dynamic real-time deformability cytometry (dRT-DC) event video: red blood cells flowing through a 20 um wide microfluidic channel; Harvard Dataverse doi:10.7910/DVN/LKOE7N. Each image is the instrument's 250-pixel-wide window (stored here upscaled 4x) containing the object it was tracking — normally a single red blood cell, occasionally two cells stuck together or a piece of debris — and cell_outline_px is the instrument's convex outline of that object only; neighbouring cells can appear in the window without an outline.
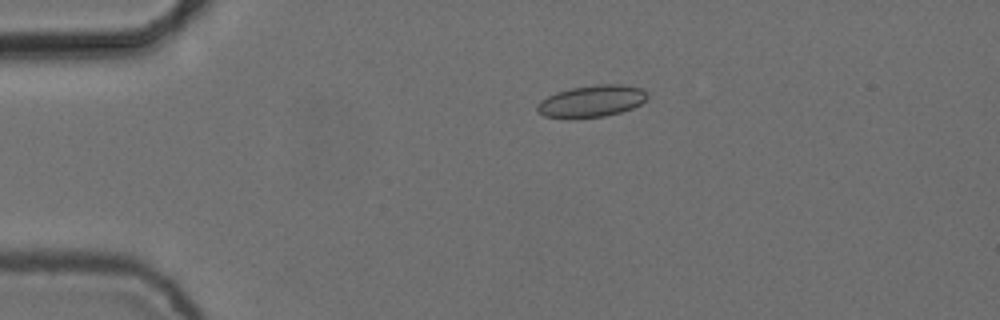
{"species": "common noctule bat (a hibernating species)", "species_latin": "Nyctalus noctula", "temperature_condition": "cold", "stored_images_in_passage": 3, "camera_frame_rate_fps": 3000, "um_per_image_px": 0.085, "animal": {"sex": "female", "body_mass_g": 24.6, "forearm_length_mm": 56.2}, "frame": {"image": 1, "passage_image": 1, "time_ms": 0.0, "image_size_px": [1000, 320], "cell_outline_px": [[648, 100], [632, 108], [620, 112], [604, 116], [568, 120], [544, 116], [536, 112], [536, 104], [540, 100], [556, 92], [572, 88], [596, 84], [624, 84], [640, 88], [648, 96]], "centroid_in_image_um": [50.23, 8.62], "position_along_channel_um": 34.8, "area_um2": 20.87}}
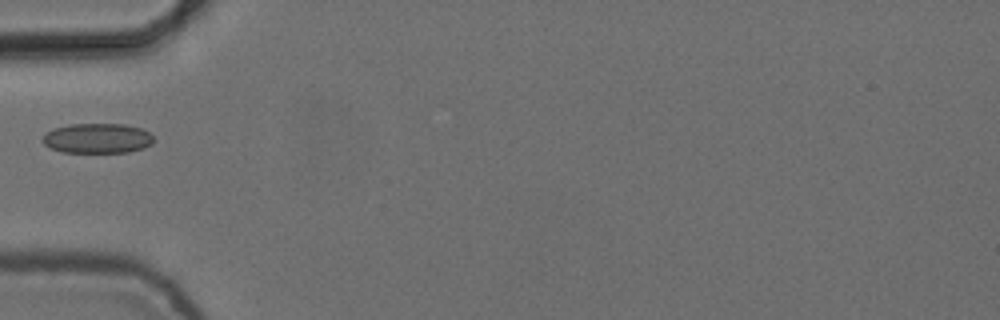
{"frame": {"image": 2, "passage_image": 3, "time_ms": 0.667, "image_size_px": [1000, 320], "cell_outline_px": [[156, 140], [152, 144], [144, 148], [128, 152], [60, 152], [44, 144], [44, 136], [48, 132], [56, 128], [72, 124], [124, 124], [140, 128], [148, 132]], "centroid_in_image_um": [8.34, 11.76], "position_along_channel_um": 76.7, "area_um2": 19.19}}